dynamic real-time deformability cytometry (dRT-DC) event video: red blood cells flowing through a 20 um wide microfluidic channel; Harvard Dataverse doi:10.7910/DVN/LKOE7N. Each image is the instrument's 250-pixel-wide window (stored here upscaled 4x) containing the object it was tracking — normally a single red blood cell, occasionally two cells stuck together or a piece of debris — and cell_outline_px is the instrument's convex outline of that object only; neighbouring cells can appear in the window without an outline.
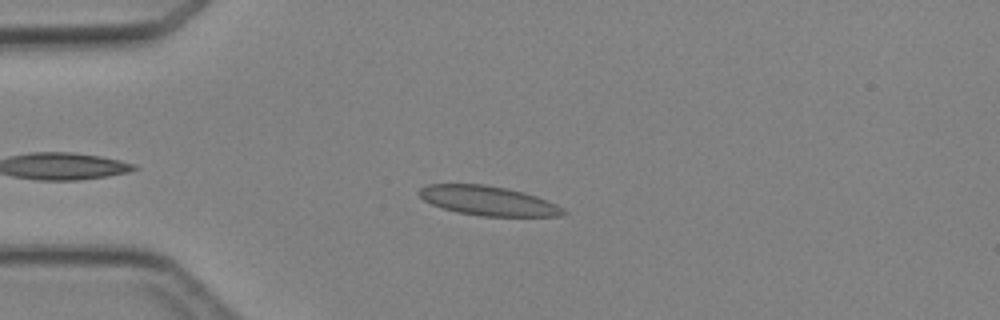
{"species": "Egyptian fruit bat (a non-hibernating species)", "species_latin": "Rousettus aegyptiacus", "temperature_condition": "cold", "stored_images_in_passage": 4, "camera_frame_rate_fps": 3000, "um_per_image_px": 0.085, "animal": {"sex": "female"}, "frame": {"image": 1, "passage_image": 3, "time_ms": 2.333, "image_size_px": [1000, 320], "cell_outline_px": [[568, 212], [560, 216], [480, 216], [456, 212], [432, 204], [424, 200], [416, 192], [420, 188], [428, 184], [484, 184], [508, 188], [536, 196], [556, 204]], "centroid_in_image_um": [41.47, 17.06], "position_along_channel_um": 43.5, "area_um2": 24.68}}
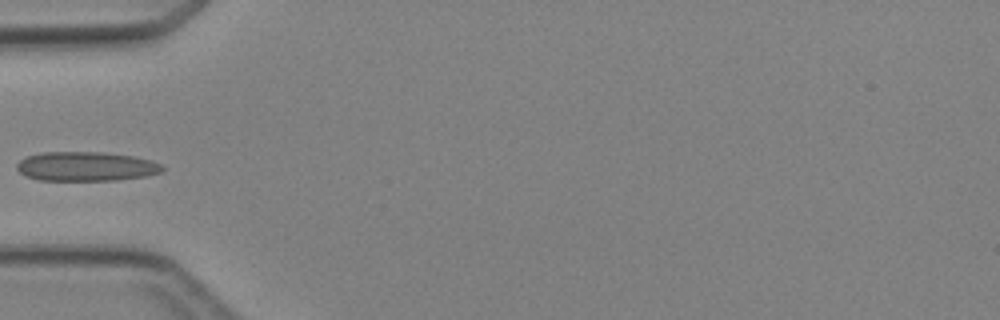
{"frame": {"image": 2, "passage_image": 4, "time_ms": 3.667, "image_size_px": [1000, 320], "cell_outline_px": [[164, 168], [160, 172], [144, 176], [116, 180], [40, 180], [28, 176], [20, 172], [16, 168], [16, 164], [20, 160], [28, 156], [40, 152], [104, 152], [132, 156], [152, 160], [160, 164]], "centroid_in_image_um": [7.3, 14.14], "position_along_channel_um": 77.7, "area_um2": 24.68}}